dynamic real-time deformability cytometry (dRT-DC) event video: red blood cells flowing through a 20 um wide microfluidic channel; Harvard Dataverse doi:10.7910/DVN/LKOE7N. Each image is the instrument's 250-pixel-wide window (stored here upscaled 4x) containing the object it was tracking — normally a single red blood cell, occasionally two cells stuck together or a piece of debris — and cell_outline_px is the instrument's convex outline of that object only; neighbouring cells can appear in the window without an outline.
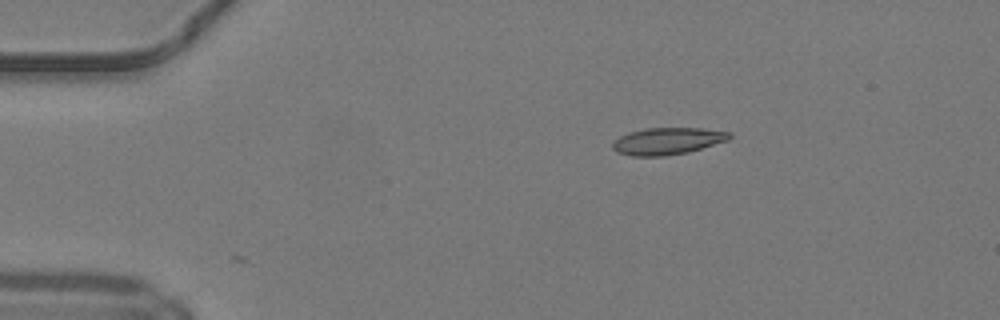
{"species": "common noctule bat (a hibernating species)", "species_latin": "Nyctalus noctula", "temperature_condition": "warm", "stored_images_in_passage": 2, "camera_frame_rate_fps": 3000, "um_per_image_px": 0.085, "animal": {"sex": "male", "body_mass_g": 19.2, "forearm_length_mm": 51.8}, "frame": {"image": 1, "passage_image": 2, "time_ms": 0.333, "image_size_px": [1000, 320], "cell_outline_px": [[732, 136], [728, 140], [688, 152], [664, 156], [632, 156], [616, 152], [612, 148], [612, 140], [628, 132], [644, 128], [700, 128], [732, 132]], "centroid_in_image_um": [56.7, 11.99], "position_along_channel_um": 28.3, "area_um2": 18.5}}